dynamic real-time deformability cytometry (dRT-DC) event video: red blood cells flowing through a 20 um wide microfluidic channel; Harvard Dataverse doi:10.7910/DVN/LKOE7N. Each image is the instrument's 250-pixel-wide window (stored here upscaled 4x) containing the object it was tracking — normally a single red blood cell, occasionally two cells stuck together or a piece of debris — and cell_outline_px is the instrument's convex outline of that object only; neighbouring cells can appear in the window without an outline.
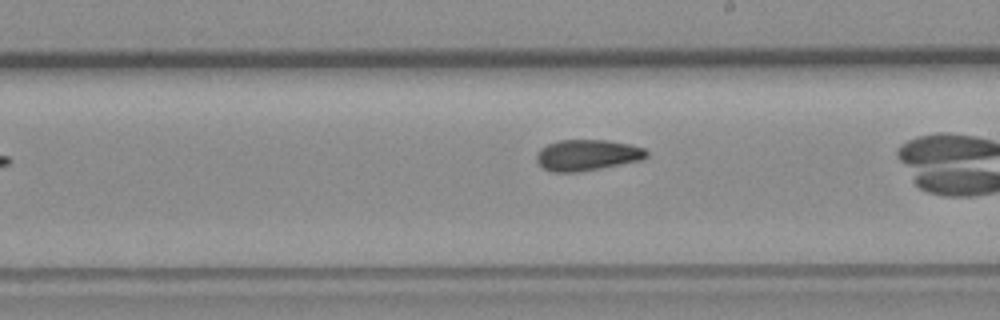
{"species": "common noctule bat (a hibernating species)", "species_latin": "Nyctalus noctula", "temperature_condition": "room temperature", "stored_images_in_passage": 38, "camera_frame_rate_fps": 3000, "um_per_image_px": 0.085, "animal": {"sex": "female", "body_mass_g": 19.3, "forearm_length_mm": 54.1}, "frame": {"image": 1, "passage_image": 27, "time_ms": 8.667, "image_size_px": [1000, 320], "cell_outline_px": [[648, 156], [644, 160], [576, 172], [552, 172], [544, 168], [536, 160], [536, 156], [540, 148], [548, 144], [560, 140], [608, 140], [628, 144], [644, 148], [648, 152]], "centroid_in_image_um": [49.93, 13.18], "position_along_channel_um": 239.1, "area_um2": 19.83}}